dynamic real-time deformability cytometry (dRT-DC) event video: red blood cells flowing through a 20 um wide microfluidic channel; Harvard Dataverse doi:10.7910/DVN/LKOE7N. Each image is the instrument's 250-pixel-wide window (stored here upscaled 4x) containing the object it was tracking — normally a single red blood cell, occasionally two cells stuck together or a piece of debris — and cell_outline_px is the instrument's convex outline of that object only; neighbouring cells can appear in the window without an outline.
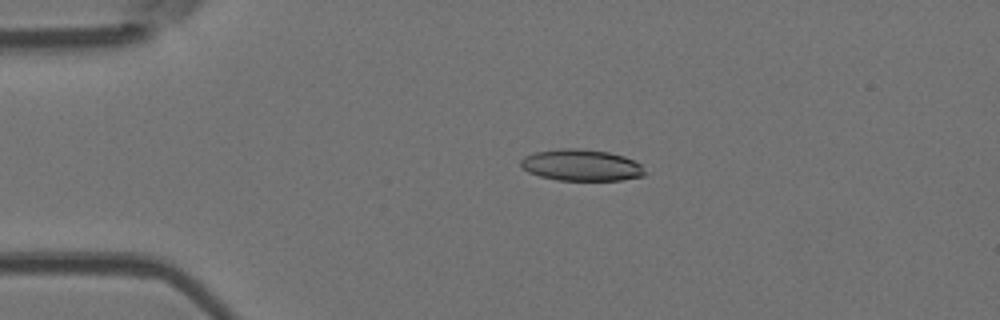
{"species": "Egyptian fruit bat (a non-hibernating species)", "species_latin": "Rousettus aegyptiacus", "temperature_condition": "room temperature", "stored_images_in_passage": 51, "camera_frame_rate_fps": 3000, "um_per_image_px": 0.085, "animal": {"sex": "female"}, "frame": {"image": 1, "passage_image": 10, "time_ms": 3.0, "image_size_px": [1000, 320], "cell_outline_px": [[644, 176], [620, 180], [556, 180], [540, 176], [528, 172], [520, 164], [520, 160], [524, 156], [536, 152], [560, 148], [576, 148], [608, 152], [624, 156], [640, 164], [644, 172]], "centroid_in_image_um": [49.38, 14.04], "position_along_channel_um": 35.6, "area_um2": 22.6}}
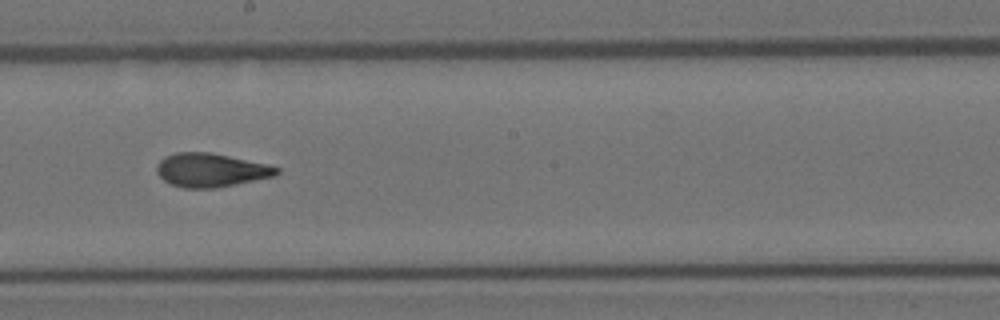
{"frame": {"image": 2, "passage_image": 28, "time_ms": 9.0, "image_size_px": [1000, 320], "cell_outline_px": [[280, 172], [276, 176], [216, 188], [184, 188], [172, 184], [164, 180], [156, 172], [156, 168], [160, 160], [164, 156], [176, 152], [208, 152], [268, 164], [280, 168]], "centroid_in_image_um": [17.93, 14.46], "position_along_channel_um": 230.3, "area_um2": 23.52}}
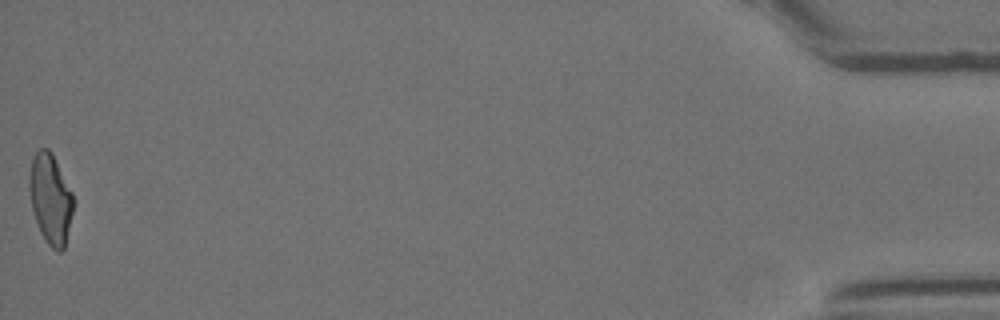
{"frame": {"image": 3, "passage_image": 51, "time_ms": 16.667, "image_size_px": [1000, 320], "cell_outline_px": [[72, 212], [64, 248], [60, 252], [56, 252], [48, 244], [40, 232], [32, 208], [28, 188], [28, 176], [32, 156], [40, 148], [48, 148], [52, 152], [72, 192]], "centroid_in_image_um": [4.25, 16.86], "position_along_channel_um": 430.9, "area_um2": 23.0}, "authors_computed_cell_mechanics": {"area_um2": 23.2356, "velocity_mm_per_s": 3.8858, "shape_relaxation_time_tau1_ms": 9.543, "shape_relaxation_time_tau2_ms": 1.8019, "deformation_change_tau1": 0.2737, "deformation_change_tau2": 0.0933}}